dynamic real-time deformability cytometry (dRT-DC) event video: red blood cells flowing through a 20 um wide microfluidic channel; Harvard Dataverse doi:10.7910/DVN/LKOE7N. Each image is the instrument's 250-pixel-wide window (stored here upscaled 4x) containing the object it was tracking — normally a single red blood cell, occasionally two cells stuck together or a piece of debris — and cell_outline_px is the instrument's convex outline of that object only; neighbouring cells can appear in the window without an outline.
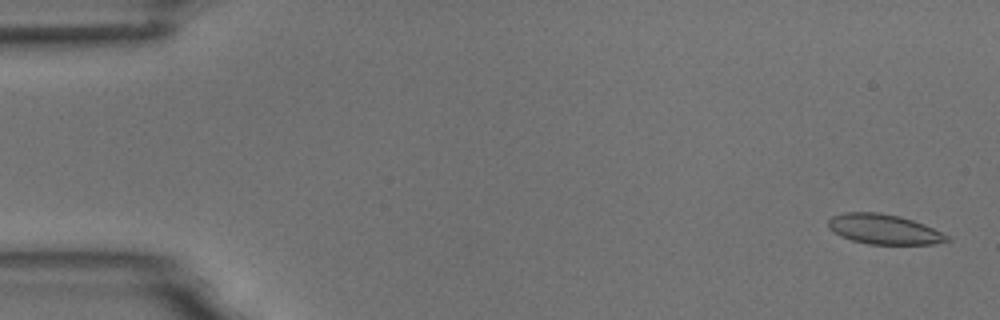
{"species": "common noctule bat (a hibernating species)", "species_latin": "Nyctalus noctula", "temperature_condition": "room temperature", "stored_images_in_passage": 56, "camera_frame_rate_fps": 3000, "um_per_image_px": 0.085, "animal": {"sex": "male", "body_mass_g": 18.8}, "frame": {"image": 1, "passage_image": 2, "time_ms": 0.333, "image_size_px": [1000, 320], "cell_outline_px": [[952, 240], [932, 244], [868, 244], [852, 240], [840, 236], [828, 228], [828, 220], [832, 216], [844, 212], [880, 212], [900, 216], [924, 224], [948, 236]], "centroid_in_image_um": [75.1, 19.48], "position_along_channel_um": 9.9, "area_um2": 20.69}}
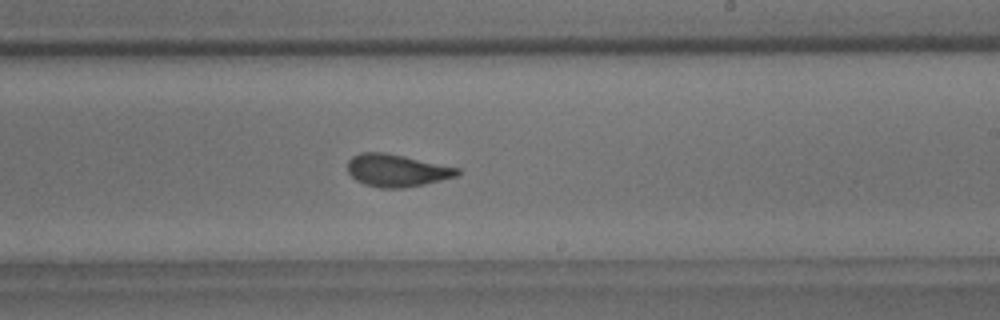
{"frame": {"image": 2, "passage_image": 33, "time_ms": 10.667, "image_size_px": [1000, 320], "cell_outline_px": [[460, 172], [456, 176], [424, 184], [404, 188], [380, 188], [364, 184], [356, 180], [348, 172], [348, 160], [352, 156], [360, 152], [384, 152], [404, 156], [460, 168]], "centroid_in_image_um": [33.7, 14.48], "position_along_channel_um": 255.3, "area_um2": 20.69}}
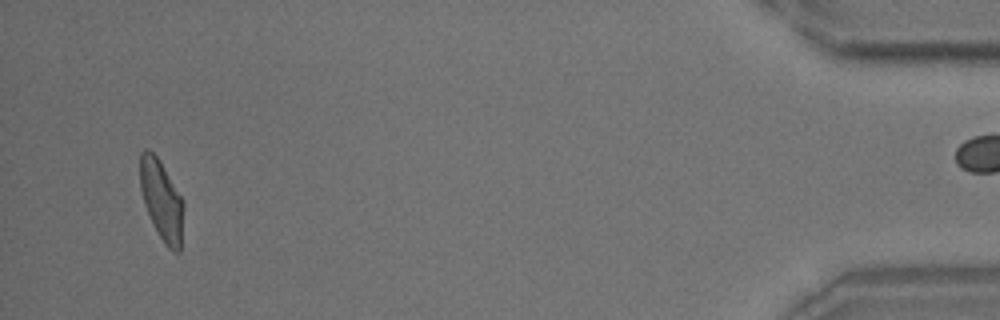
{"frame": {"image": 3, "passage_image": 53, "time_ms": 17.333, "image_size_px": [1000, 320], "cell_outline_px": [[184, 208], [180, 252], [172, 252], [164, 244], [144, 204], [140, 188], [140, 152], [144, 148], [148, 148], [156, 156], [184, 200]], "centroid_in_image_um": [13.75, 17.02], "position_along_channel_um": 421.5, "area_um2": 20.17}, "authors_computed_cell_mechanics": {"area_um2": 20.6924, "velocity_mm_per_s": 3.667, "shape_relaxation_time_tau1_ms": 4.5217, "shape_relaxation_time_tau2_ms": 1.1319, "deformation_change_tau1": 0.1303, "deformation_change_tau2": 0.066}}